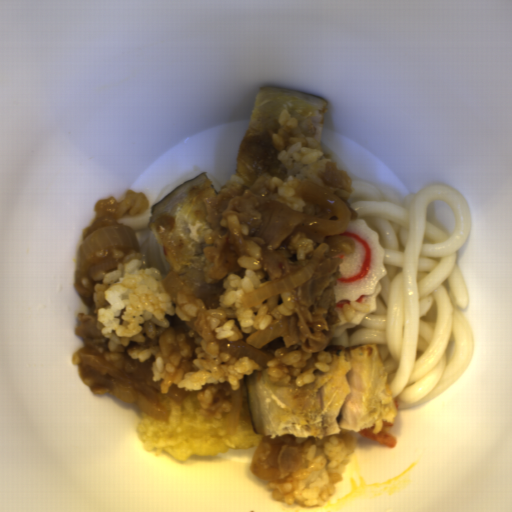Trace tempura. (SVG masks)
<instances>
[{
    "label": "tempura",
    "mask_w": 512,
    "mask_h": 512,
    "mask_svg": "<svg viewBox=\"0 0 512 512\" xmlns=\"http://www.w3.org/2000/svg\"><path fill=\"white\" fill-rule=\"evenodd\" d=\"M391 426H393V422H392V424L384 427L377 434L372 433L371 429H365V430H361V431H357V432L361 433L362 435H364L374 441H377L385 446L392 448L397 445V442H396V437L392 433L389 432V429Z\"/></svg>",
    "instance_id": "d4f62c59"
},
{
    "label": "tempura",
    "mask_w": 512,
    "mask_h": 512,
    "mask_svg": "<svg viewBox=\"0 0 512 512\" xmlns=\"http://www.w3.org/2000/svg\"><path fill=\"white\" fill-rule=\"evenodd\" d=\"M242 386L237 430L229 434L228 415L209 420L201 414L202 405L197 397L202 390L190 392L182 402L172 400L168 392L161 393L170 410L166 421L150 417L139 409L136 430L140 443L147 452L161 456L167 453L179 462H188L192 456L218 457L229 449H257L265 437L258 436L251 419L245 376Z\"/></svg>",
    "instance_id": "8679c707"
}]
</instances>
